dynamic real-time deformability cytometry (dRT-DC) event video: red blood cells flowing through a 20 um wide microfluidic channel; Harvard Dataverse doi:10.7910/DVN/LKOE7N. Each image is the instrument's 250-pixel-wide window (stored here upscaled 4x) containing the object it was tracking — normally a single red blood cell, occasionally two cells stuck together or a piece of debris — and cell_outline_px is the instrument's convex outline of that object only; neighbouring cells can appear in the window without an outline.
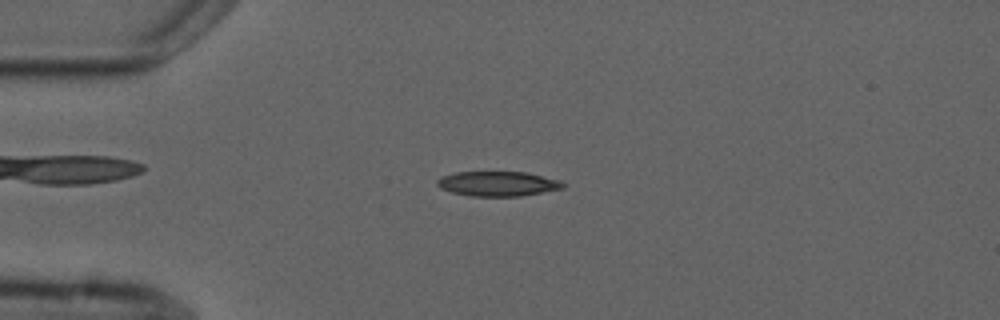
{"species": "common noctule bat (a hibernating species)", "species_latin": "Nyctalus noctula", "temperature_condition": "cold", "stored_images_in_passage": 5, "camera_frame_rate_fps": 3000, "um_per_image_px": 0.085, "animal": {"sex": "male", "forearm_length_mm": 52.5}, "frame": {"image": 1, "passage_image": 3, "time_ms": 2.667, "image_size_px": [1000, 320], "cell_outline_px": [[564, 188], [520, 196], [472, 196], [452, 192], [440, 188], [436, 184], [436, 180], [440, 176], [456, 172], [528, 172], [560, 180], [564, 184]], "centroid_in_image_um": [42.29, 15.61], "position_along_channel_um": 42.7, "area_um2": 18.21}}
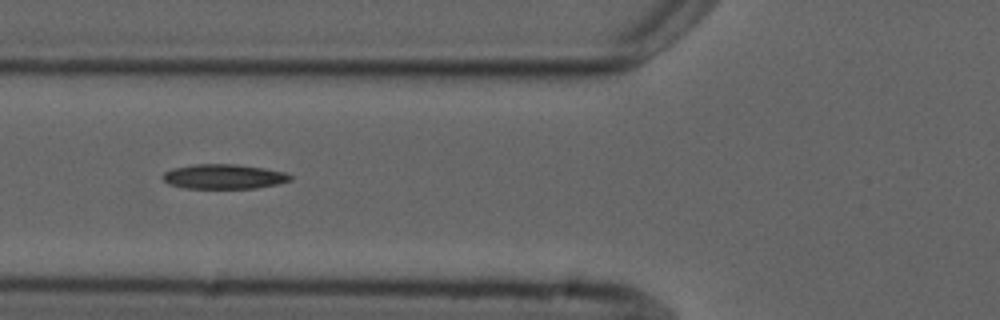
{"frame": {"image": 2, "passage_image": 5, "time_ms": 5.0, "image_size_px": [1000, 320], "cell_outline_px": [[292, 180], [276, 184], [256, 188], [184, 188], [168, 184], [160, 176], [164, 172], [172, 168], [196, 164], [236, 164], [264, 168], [284, 172], [292, 176]], "centroid_in_image_um": [18.99, 15.0], "position_along_channel_um": 106.8, "area_um2": 18.38}}